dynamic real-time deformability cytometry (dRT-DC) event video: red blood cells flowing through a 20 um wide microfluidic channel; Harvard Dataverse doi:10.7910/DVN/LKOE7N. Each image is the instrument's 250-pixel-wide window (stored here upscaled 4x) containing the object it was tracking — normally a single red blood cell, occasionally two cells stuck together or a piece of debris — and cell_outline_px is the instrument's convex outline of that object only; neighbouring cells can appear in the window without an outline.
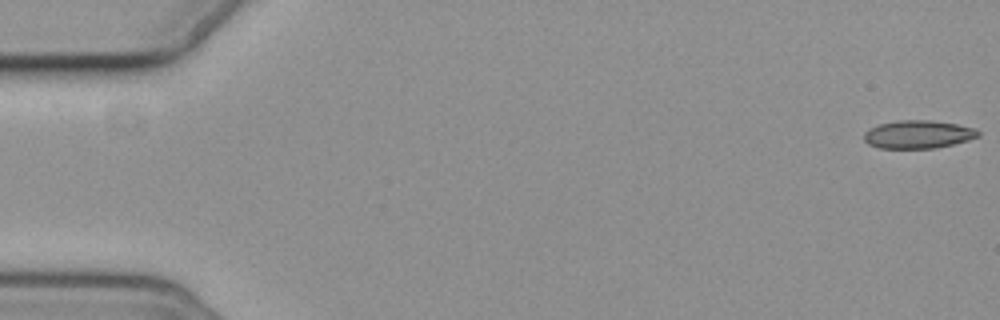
{"species": "common noctule bat (a hibernating species)", "species_latin": "Nyctalus noctula", "temperature_condition": "cold", "stored_images_in_passage": 6, "camera_frame_rate_fps": 3000, "um_per_image_px": 0.085, "animal": {"sex": "female", "body_mass_g": 19.3, "forearm_length_mm": 54.1}, "frame": {"image": 1, "passage_image": 1, "time_ms": 0.0, "image_size_px": [1000, 320], "cell_outline_px": [[980, 136], [968, 140], [936, 148], [880, 148], [868, 144], [864, 140], [864, 132], [868, 128], [880, 124], [896, 120], [928, 120], [956, 124], [976, 128], [980, 132]], "centroid_in_image_um": [78.03, 11.42], "position_along_channel_um": 7.0, "area_um2": 18.73}}
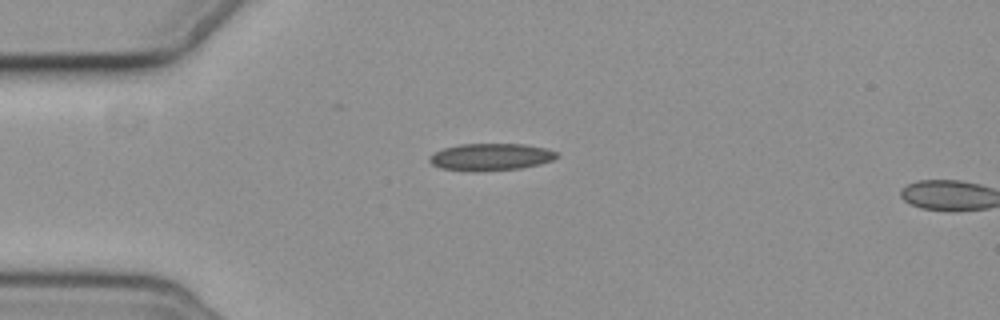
{"frame": {"image": 2, "passage_image": 5, "time_ms": 4.667, "image_size_px": [1000, 320], "cell_outline_px": [[560, 156], [552, 160], [540, 164], [520, 168], [476, 172], [472, 172], [440, 168], [432, 164], [428, 160], [428, 156], [444, 148], [460, 144], [524, 144], [544, 148], [560, 152]], "centroid_in_image_um": [41.72, 13.35], "position_along_channel_um": 43.3, "area_um2": 20.29}}